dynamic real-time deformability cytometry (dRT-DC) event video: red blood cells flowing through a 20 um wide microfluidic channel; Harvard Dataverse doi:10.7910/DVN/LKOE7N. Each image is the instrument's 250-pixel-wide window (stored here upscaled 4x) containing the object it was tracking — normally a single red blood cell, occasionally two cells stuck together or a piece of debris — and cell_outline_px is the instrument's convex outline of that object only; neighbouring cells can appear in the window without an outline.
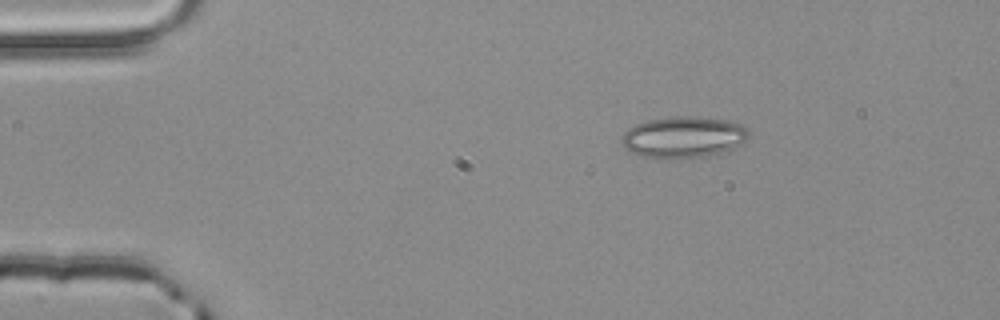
{"species": "common noctule bat (a hibernating species)", "species_latin": "Nyctalus noctula", "temperature_condition": "room temperature", "stored_images_in_passage": 2, "camera_frame_rate_fps": 3000, "um_per_image_px": 0.085, "animal": {"sex": "male", "body_mass_g": 20.4}, "frame": {"image": 1, "passage_image": 1, "time_ms": 0.0, "image_size_px": [1000, 320], "cell_outline_px": [[748, 136], [744, 140], [732, 148], [708, 156], [684, 160], [656, 160], [636, 156], [620, 140], [620, 136], [628, 128], [636, 124], [648, 120], [672, 116], [692, 116], [728, 120], [740, 124], [748, 128]], "centroid_in_image_um": [58.03, 11.69], "position_along_channel_um": 27.0, "area_um2": 31.27}}